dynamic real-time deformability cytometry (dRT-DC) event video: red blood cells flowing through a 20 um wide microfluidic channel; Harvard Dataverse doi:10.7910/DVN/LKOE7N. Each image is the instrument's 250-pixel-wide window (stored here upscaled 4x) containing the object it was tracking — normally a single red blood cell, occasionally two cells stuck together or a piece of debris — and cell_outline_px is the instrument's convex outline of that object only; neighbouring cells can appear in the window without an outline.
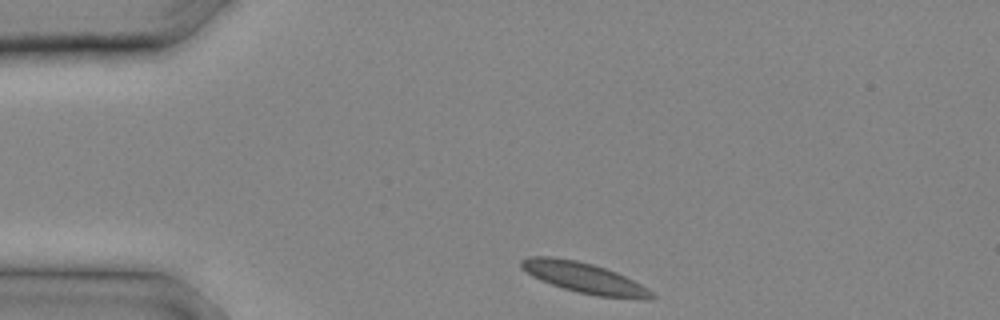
{"species": "common noctule bat (a hibernating species)", "species_latin": "Nyctalus noctula", "temperature_condition": "cold", "stored_images_in_passage": 10, "camera_frame_rate_fps": 3000, "um_per_image_px": 0.085, "animal": {"sex": "male", "body_mass_g": 20.4}, "frame": {"image": 1, "passage_image": 1, "time_ms": 0.0, "image_size_px": [1000, 320], "cell_outline_px": [[656, 296], [596, 296], [576, 292], [552, 284], [532, 276], [520, 268], [520, 260], [528, 256], [552, 256], [576, 260], [592, 264], [616, 272], [648, 288]], "centroid_in_image_um": [49.48, 23.55], "position_along_channel_um": 35.5, "area_um2": 22.37}}
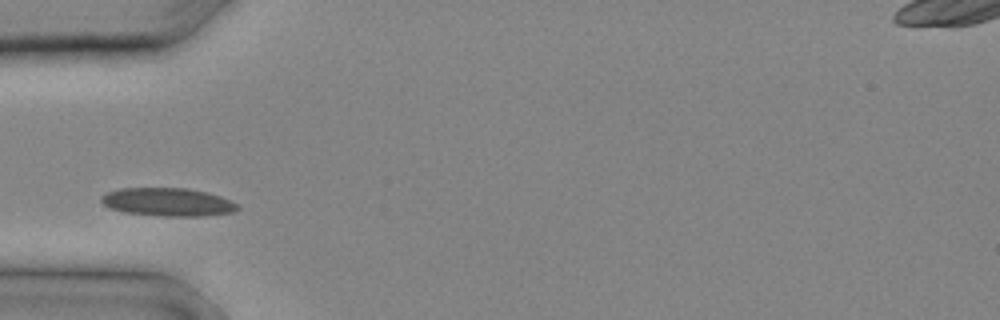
{"frame": {"image": 2, "passage_image": 4, "time_ms": 1.0, "image_size_px": [1000, 320], "cell_outline_px": [[240, 208], [232, 212], [204, 216], [164, 216], [124, 212], [108, 208], [100, 200], [100, 196], [108, 192], [120, 188], [188, 188], [208, 192], [220, 196], [236, 204]], "centroid_in_image_um": [14.23, 17.17], "position_along_channel_um": 70.8, "area_um2": 22.37}}
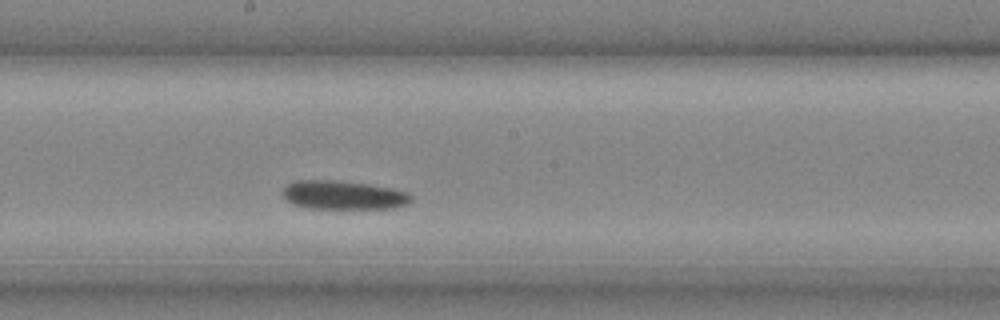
{"frame": {"image": 3, "passage_image": 10, "time_ms": 3.0, "image_size_px": [1000, 320], "cell_outline_px": [[412, 200], [408, 204], [392, 208], [304, 208], [292, 204], [284, 196], [284, 188], [288, 184], [296, 180], [336, 180], [368, 184], [408, 192], [412, 196]], "centroid_in_image_um": [29.19, 16.58], "position_along_channel_um": 219.0, "area_um2": 21.39}}